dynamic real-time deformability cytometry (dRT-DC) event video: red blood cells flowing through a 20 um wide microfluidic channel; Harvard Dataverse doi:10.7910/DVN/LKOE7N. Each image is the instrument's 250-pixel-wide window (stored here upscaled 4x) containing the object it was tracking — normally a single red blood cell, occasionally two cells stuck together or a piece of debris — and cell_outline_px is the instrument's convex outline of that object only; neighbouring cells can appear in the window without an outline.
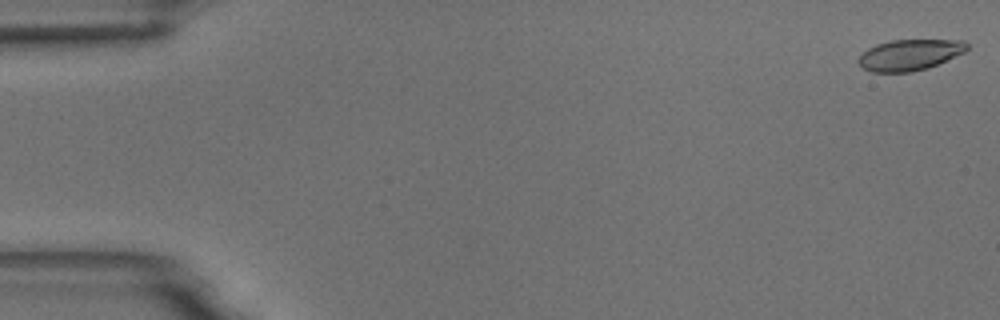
{"species": "common noctule bat (a hibernating species)", "species_latin": "Nyctalus noctula", "temperature_condition": "room temperature", "stored_images_in_passage": 55, "camera_frame_rate_fps": 3000, "um_per_image_px": 0.085, "animal": {"sex": "male", "body_mass_g": 18.8}, "frame": {"image": 1, "passage_image": 1, "time_ms": 0.0, "image_size_px": [1000, 320], "cell_outline_px": [[968, 48], [964, 52], [928, 68], [912, 72], [872, 72], [864, 68], [856, 60], [868, 48], [876, 44], [892, 40], [964, 40], [968, 44]], "centroid_in_image_um": [77.32, 4.66], "position_along_channel_um": 7.7, "area_um2": 19.48}}
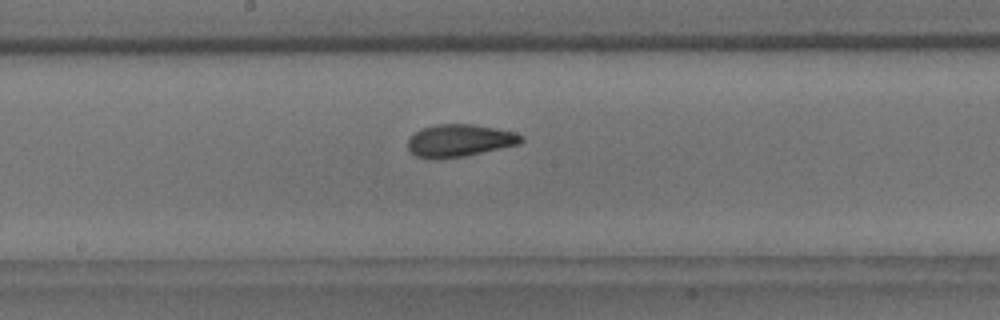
{"frame": {"image": 2, "passage_image": 29, "time_ms": 9.333, "image_size_px": [1000, 320], "cell_outline_px": [[524, 140], [520, 144], [464, 156], [416, 156], [408, 148], [408, 140], [420, 128], [436, 124], [472, 124], [496, 128], [516, 132], [524, 136]], "centroid_in_image_um": [39.14, 11.9], "position_along_channel_um": 209.1, "area_um2": 20.87}}
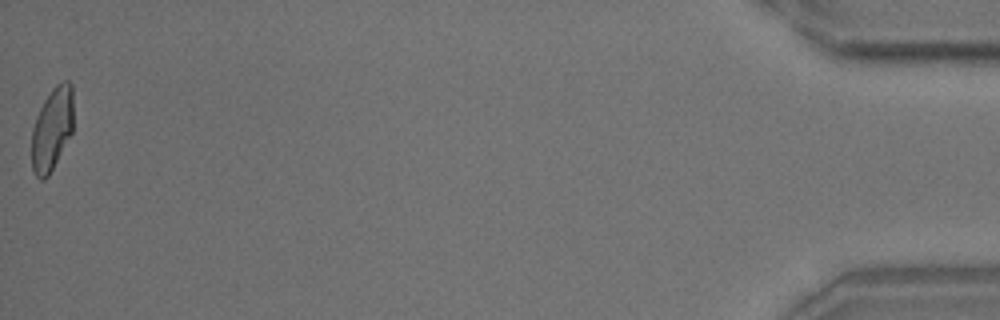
{"frame": {"image": 3, "passage_image": 55, "time_ms": 18.0, "image_size_px": [1000, 320], "cell_outline_px": [[72, 132], [48, 176], [44, 180], [40, 180], [36, 176], [32, 168], [32, 128], [36, 116], [44, 100], [52, 88], [56, 84], [64, 80], [68, 80], [72, 84]], "centroid_in_image_um": [4.41, 10.94], "position_along_channel_um": 430.8, "area_um2": 20.06}, "authors_computed_cell_mechanics": {"area_um2": 20.9236, "velocity_mm_per_s": 3.6808, "shape_relaxation_time_tau1_ms": 5.62, "shape_relaxation_time_tau2_ms": 1.7191, "deformation_change_tau1": 0.1689, "deformation_change_tau2": 0.0761}}